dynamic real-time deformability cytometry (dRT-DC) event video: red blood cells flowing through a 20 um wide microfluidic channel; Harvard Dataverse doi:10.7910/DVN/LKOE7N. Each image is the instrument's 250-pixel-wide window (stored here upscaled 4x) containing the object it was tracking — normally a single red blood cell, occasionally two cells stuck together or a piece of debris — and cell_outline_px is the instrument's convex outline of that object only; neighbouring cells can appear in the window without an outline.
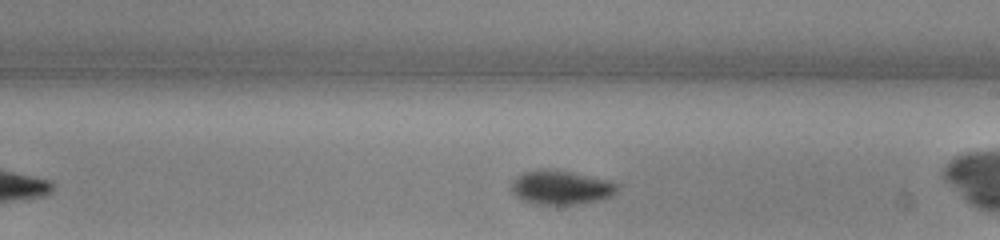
{"species": "common noctule bat (a hibernating species)", "species_latin": "Nyctalus noctula", "temperature_condition": "warm", "stored_images_in_passage": 29, "camera_frame_rate_fps": 3000, "um_per_image_px": 0.085, "animal": {"sex": "male", "body_mass_g": 13.0, "forearm_length_mm": 53.1}, "frame": {"image": 1, "passage_image": 17, "time_ms": 5.333, "image_size_px": [1000, 240], "cell_outline_px": [[620, 188], [612, 196], [600, 200], [576, 204], [536, 204], [524, 200], [516, 196], [512, 192], [512, 184], [516, 176], [524, 172], [540, 168], [544, 168], [572, 172], [608, 180], [620, 184]], "centroid_in_image_um": [47.71, 15.92], "position_along_channel_um": 241.3, "area_um2": 21.1}}